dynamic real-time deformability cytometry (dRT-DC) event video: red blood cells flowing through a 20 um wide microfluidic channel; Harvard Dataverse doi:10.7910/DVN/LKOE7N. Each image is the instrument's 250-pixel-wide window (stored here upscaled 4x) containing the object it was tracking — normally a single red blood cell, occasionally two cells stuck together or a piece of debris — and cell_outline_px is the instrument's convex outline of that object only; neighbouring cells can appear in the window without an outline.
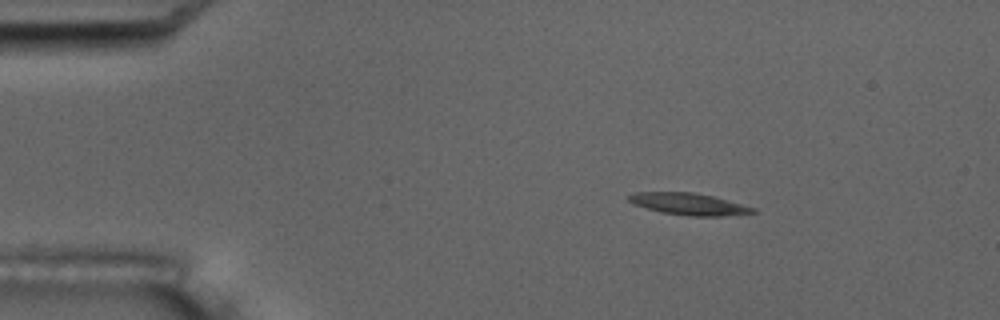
{"species": "common noctule bat (a hibernating species)", "species_latin": "Nyctalus noctula", "temperature_condition": "room temperature", "stored_images_in_passage": 5, "camera_frame_rate_fps": 3000, "um_per_image_px": 0.085, "animal": {"sex": "male", "body_mass_g": 17.5, "forearm_length_mm": 52.3}, "frame": {"image": 1, "passage_image": 3, "time_ms": 2.333, "image_size_px": [1000, 320], "cell_outline_px": [[756, 212], [724, 216], [688, 216], [664, 212], [632, 204], [628, 200], [628, 196], [636, 192], [692, 192], [712, 196], [756, 208]], "centroid_in_image_um": [58.54, 17.34], "position_along_channel_um": 26.5, "area_um2": 15.55}}